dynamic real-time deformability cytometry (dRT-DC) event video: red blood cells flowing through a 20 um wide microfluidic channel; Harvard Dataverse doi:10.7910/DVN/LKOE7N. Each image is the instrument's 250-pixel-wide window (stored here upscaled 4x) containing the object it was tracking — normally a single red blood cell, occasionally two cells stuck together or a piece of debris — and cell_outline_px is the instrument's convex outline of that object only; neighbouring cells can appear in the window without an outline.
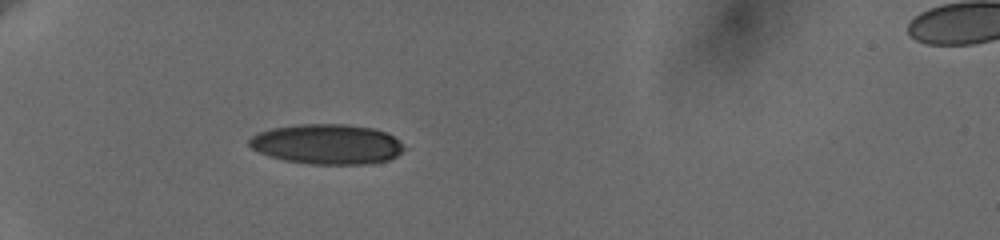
{"species": "human", "species_latin": "Homo sapiens", "temperature_condition": "cold", "stored_images_in_passage": 39, "camera_frame_rate_fps": 3000, "um_per_image_px": 0.085, "donor": {"sex": "female"}, "frame": {"image": 1, "passage_image": 1, "time_ms": 0.0, "image_size_px": [1000, 240], "cell_outline_px": [[408, 148], [396, 156], [388, 160], [368, 164], [312, 164], [284, 160], [268, 156], [252, 148], [248, 144], [248, 140], [252, 136], [260, 132], [272, 128], [296, 124], [344, 124], [372, 128], [384, 132], [392, 136]], "centroid_in_image_um": [27.8, 12.26], "position_along_channel_um": 57.2, "area_um2": 36.13}}
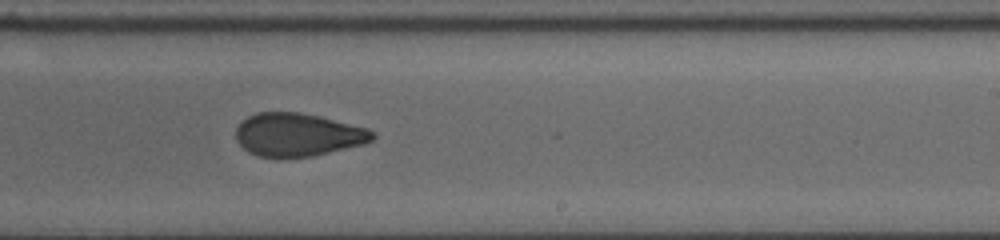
{"frame": {"image": 2, "passage_image": 20, "time_ms": 6.333, "image_size_px": [1000, 240], "cell_outline_px": [[376, 136], [372, 140], [364, 144], [312, 156], [280, 160], [256, 156], [248, 152], [236, 140], [236, 128], [240, 120], [256, 112], [300, 112], [320, 116], [368, 128], [376, 132]], "centroid_in_image_um": [25.28, 11.47], "position_along_channel_um": 263.7, "area_um2": 35.14}}
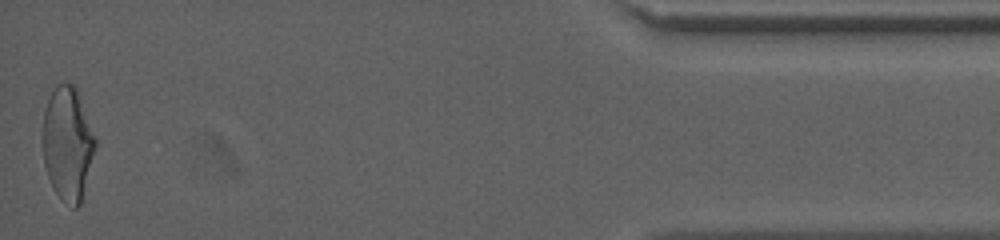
{"frame": {"image": 3, "passage_image": 39, "time_ms": 12.667, "image_size_px": [1000, 240], "cell_outline_px": [[96, 144], [80, 204], [76, 208], [72, 208], [52, 188], [44, 164], [44, 108], [56, 84], [72, 84], [76, 88], [96, 140]], "centroid_in_image_um": [5.74, 12.21], "position_along_channel_um": 429.5, "area_um2": 33.87}, "authors_computed_cell_mechanics": {"area_um2": 35.3158, "velocity_mm_per_s": 3.6568, "shape_relaxation_time_tau1_ms": 7.5662, "shape_relaxation_time_tau2_ms": 1.903, "deformation_change_tau1": 0.1945, "deformation_change_tau2": 0.0832}}